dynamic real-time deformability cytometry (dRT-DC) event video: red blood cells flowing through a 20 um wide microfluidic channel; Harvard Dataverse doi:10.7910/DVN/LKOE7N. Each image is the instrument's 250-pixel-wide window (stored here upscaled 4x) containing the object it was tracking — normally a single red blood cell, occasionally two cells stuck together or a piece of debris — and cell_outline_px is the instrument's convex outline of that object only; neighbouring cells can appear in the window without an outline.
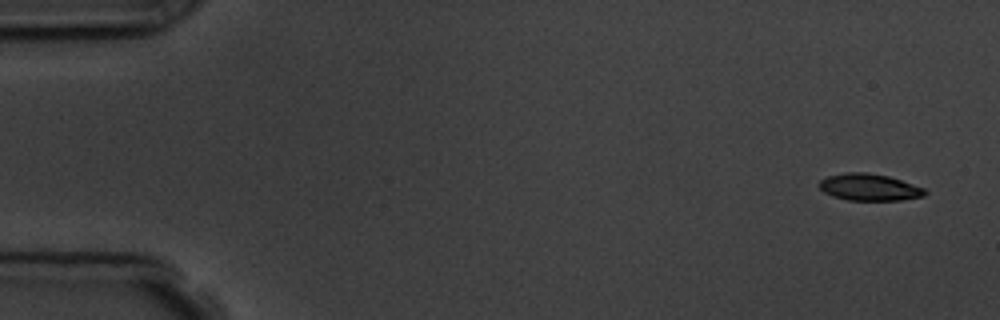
{"species": "common noctule bat (a hibernating species)", "species_latin": "Nyctalus noctula", "temperature_condition": "room temperature", "stored_images_in_passage": 8, "camera_frame_rate_fps": 3000, "um_per_image_px": 0.085, "animal": {"sex": "male", "body_mass_g": 19.5, "forearm_length_mm": 54.6}, "frame": {"image": 1, "passage_image": 1, "time_ms": 0.0, "image_size_px": [1000, 320], "cell_outline_px": [[928, 192], [924, 196], [900, 200], [848, 200], [832, 196], [824, 192], [816, 184], [820, 180], [828, 176], [848, 172], [868, 172], [888, 176], [924, 188]], "centroid_in_image_um": [73.86, 15.91], "position_along_channel_um": 11.1, "area_um2": 16.53}}
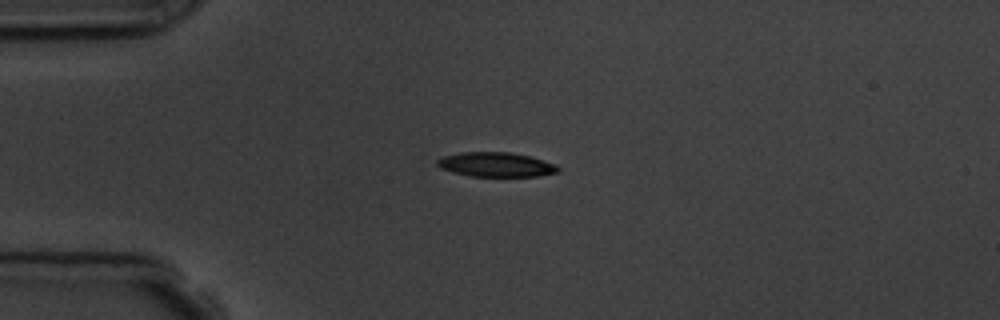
{"frame": {"image": 2, "passage_image": 4, "time_ms": 3.667, "image_size_px": [1000, 320], "cell_outline_px": [[560, 172], [540, 176], [468, 176], [452, 172], [440, 168], [436, 164], [436, 160], [440, 156], [460, 152], [512, 152], [532, 156], [556, 164], [560, 168]], "centroid_in_image_um": [42.16, 13.98], "position_along_channel_um": 42.8, "area_um2": 17.63}}